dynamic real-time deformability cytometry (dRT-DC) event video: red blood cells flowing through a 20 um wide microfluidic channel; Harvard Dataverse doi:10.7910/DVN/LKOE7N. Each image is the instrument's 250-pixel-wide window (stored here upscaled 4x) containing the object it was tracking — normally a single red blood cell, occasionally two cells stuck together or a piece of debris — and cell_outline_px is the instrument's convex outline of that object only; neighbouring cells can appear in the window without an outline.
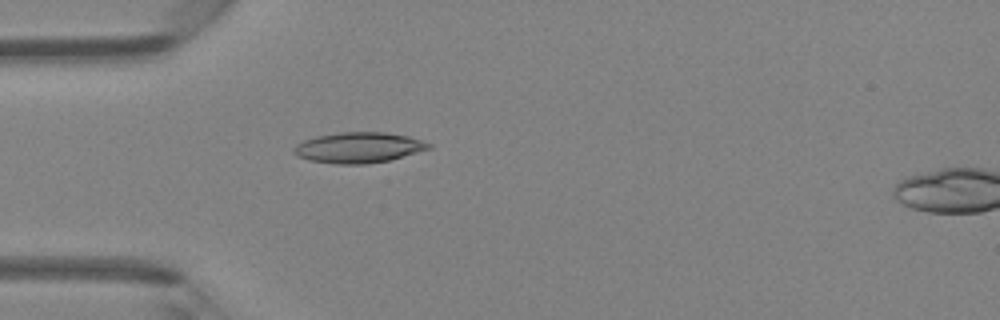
{"species": "Egyptian fruit bat (a non-hibernating species)", "species_latin": "Rousettus aegyptiacus", "temperature_condition": "room temperature", "stored_images_in_passage": 34, "camera_frame_rate_fps": 3000, "um_per_image_px": 0.085, "animal": {"sex": "female"}, "frame": {"image": 1, "passage_image": 1, "time_ms": 0.0, "image_size_px": [1000, 320], "cell_outline_px": [[432, 148], [388, 160], [364, 164], [336, 164], [308, 160], [296, 156], [292, 152], [292, 148], [296, 144], [304, 140], [316, 136], [340, 132], [384, 132], [408, 136], [432, 144]], "centroid_in_image_um": [30.43, 12.54], "position_along_channel_um": 54.6, "area_um2": 24.04}}
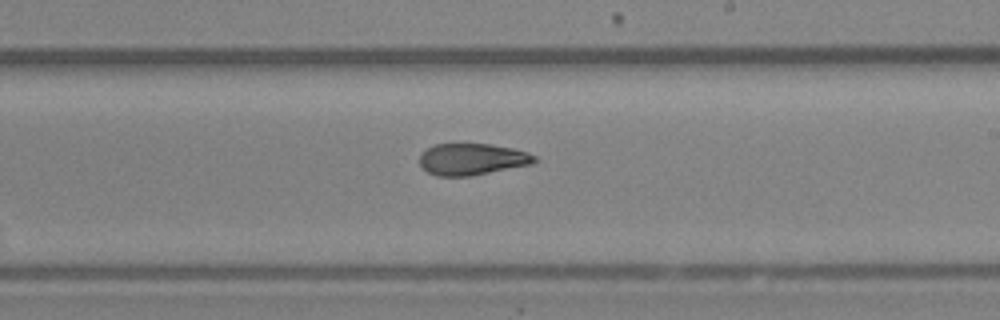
{"frame": {"image": 2, "passage_image": 15, "time_ms": 4.667, "image_size_px": [1000, 320], "cell_outline_px": [[540, 160], [532, 164], [468, 176], [436, 176], [428, 172], [420, 164], [420, 152], [436, 144], [488, 144], [512, 148], [528, 152], [536, 156]], "centroid_in_image_um": [40.14, 13.53], "position_along_channel_um": 248.9, "area_um2": 21.1}}
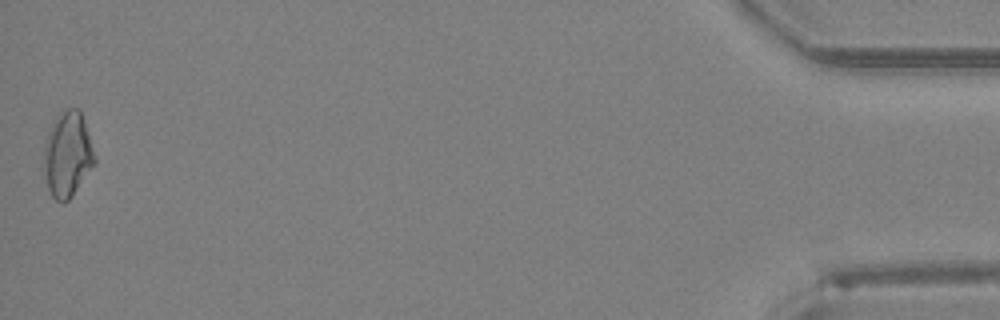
{"frame": {"image": 3, "passage_image": 34, "time_ms": 11.0, "image_size_px": [1000, 320], "cell_outline_px": [[96, 160], [72, 196], [64, 204], [60, 204], [52, 196], [48, 188], [44, 172], [44, 148], [52, 124], [60, 112], [68, 108], [76, 108], [80, 112], [84, 120], [96, 156]], "centroid_in_image_um": [5.74, 13.15], "position_along_channel_um": 429.5, "area_um2": 24.85}, "authors_computed_cell_mechanics": {"area_um2": 22.2819, "velocity_mm_per_s": 4.326, "shape_relaxation_time_tau1_ms": 5.0372, "shape_relaxation_time_tau2_ms": 2.5349, "deformation_change_tau1": 0.1497, "deformation_change_tau2": 0.0892}}